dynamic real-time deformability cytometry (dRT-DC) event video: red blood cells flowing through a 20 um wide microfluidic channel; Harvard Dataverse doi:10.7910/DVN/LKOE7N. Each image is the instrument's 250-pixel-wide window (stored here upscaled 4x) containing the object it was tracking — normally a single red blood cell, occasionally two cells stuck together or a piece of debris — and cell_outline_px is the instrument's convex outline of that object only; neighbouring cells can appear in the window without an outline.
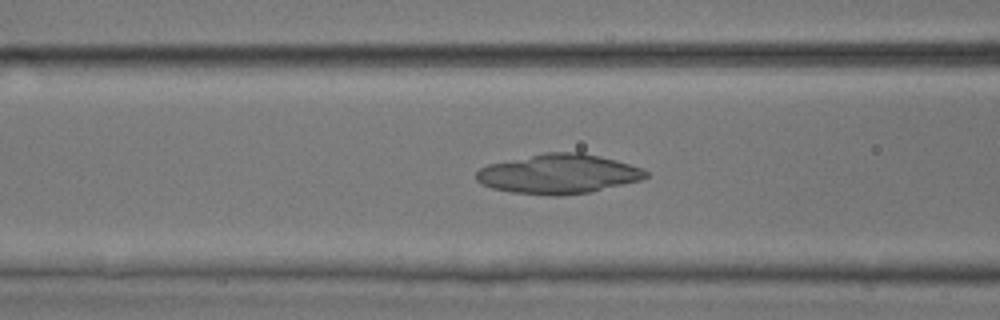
{"species": "common noctule bat (a hibernating species)", "species_latin": "Nyctalus noctula", "temperature_condition": "room temperature", "stored_images_in_passage": 49, "camera_frame_rate_fps": 3000, "um_per_image_px": 0.085, "animal": {"sex": "male", "body_mass_g": 17.9, "forearm_length_mm": 54.2}, "frame": {"image": 1, "passage_image": 20, "time_ms": 6.333, "image_size_px": [1000, 320], "cell_outline_px": [[648, 176], [640, 180], [592, 192], [560, 196], [552, 196], [512, 192], [492, 188], [480, 184], [476, 180], [476, 172], [480, 168], [488, 164], [544, 152], [580, 152], [600, 156], [616, 160], [640, 168], [648, 172]], "centroid_in_image_um": [47.44, 14.79], "position_along_channel_um": 119.2, "area_um2": 39.13}}
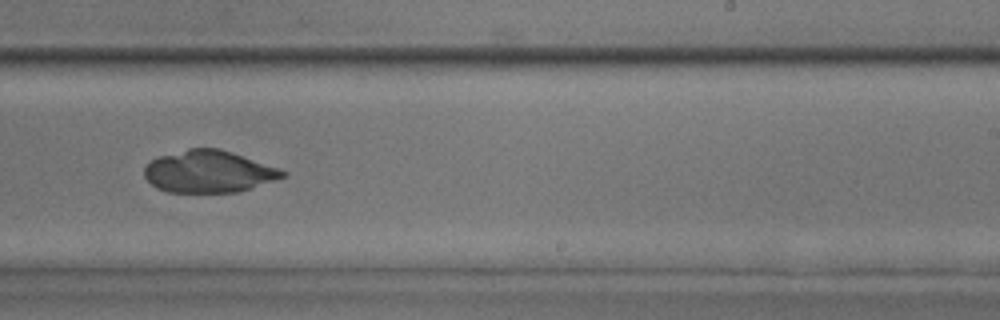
{"frame": {"image": 2, "passage_image": 31, "time_ms": 10.0, "image_size_px": [1000, 320], "cell_outline_px": [[288, 176], [252, 188], [236, 192], [168, 192], [156, 188], [144, 176], [144, 168], [156, 156], [188, 148], [220, 148], [232, 152], [288, 172]], "centroid_in_image_um": [17.73, 14.58], "position_along_channel_um": 271.3, "area_um2": 33.93}}
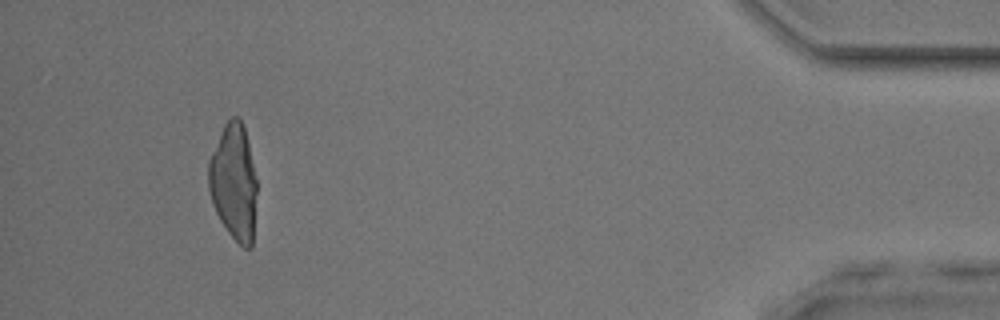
{"frame": {"image": 3, "passage_image": 46, "time_ms": 15.0, "image_size_px": [1000, 320], "cell_outline_px": [[256, 192], [252, 248], [244, 248], [228, 232], [220, 220], [212, 204], [208, 188], [208, 160], [224, 124], [232, 116], [236, 116], [240, 120], [244, 128], [248, 144], [256, 180]], "centroid_in_image_um": [19.84, 15.49], "position_along_channel_um": 415.4, "area_um2": 32.43}}